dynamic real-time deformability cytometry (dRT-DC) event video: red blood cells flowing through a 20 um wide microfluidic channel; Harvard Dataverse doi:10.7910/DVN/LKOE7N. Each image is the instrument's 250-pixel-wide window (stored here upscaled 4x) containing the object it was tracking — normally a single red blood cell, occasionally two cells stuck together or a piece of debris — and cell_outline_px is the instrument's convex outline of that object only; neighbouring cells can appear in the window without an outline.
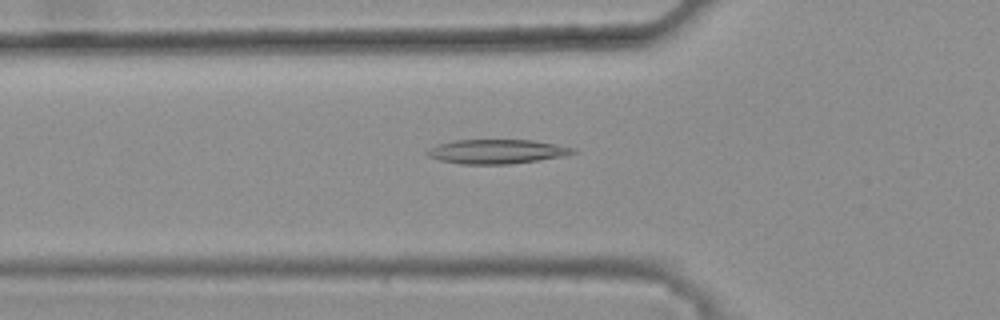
{"species": "common noctule bat (a hibernating species)", "species_latin": "Nyctalus noctula", "temperature_condition": "warm", "stored_images_in_passage": 26, "camera_frame_rate_fps": 3000, "um_per_image_px": 0.085, "animal": {"sex": "female", "body_mass_g": 25.1}, "frame": {"image": 1, "passage_image": 3, "time_ms": 0.667, "image_size_px": [1000, 320], "cell_outline_px": [[576, 152], [568, 156], [508, 164], [460, 164], [440, 160], [428, 156], [424, 152], [428, 148], [440, 144], [456, 140], [532, 140], [556, 144], [576, 148]], "centroid_in_image_um": [42.26, 12.88], "position_along_channel_um": 83.5, "area_um2": 20.69}}
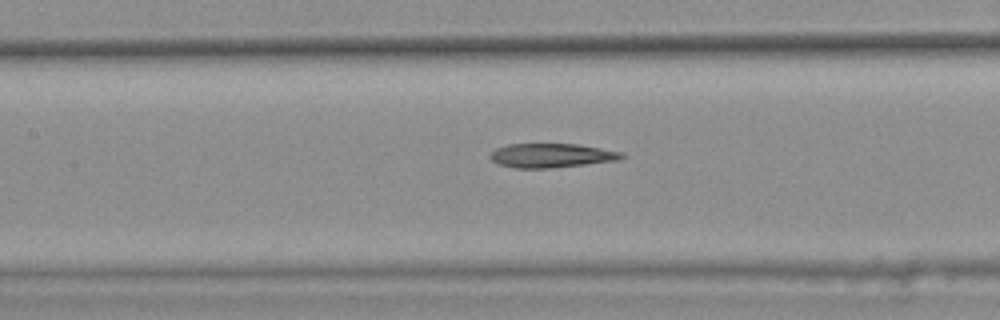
{"frame": {"image": 2, "passage_image": 9, "time_ms": 2.667, "image_size_px": [1000, 320], "cell_outline_px": [[628, 156], [620, 160], [548, 168], [516, 168], [500, 164], [492, 160], [488, 156], [496, 148], [508, 144], [576, 144], [624, 152]], "centroid_in_image_um": [46.91, 13.21], "position_along_channel_um": 160.5, "area_um2": 18.44}}
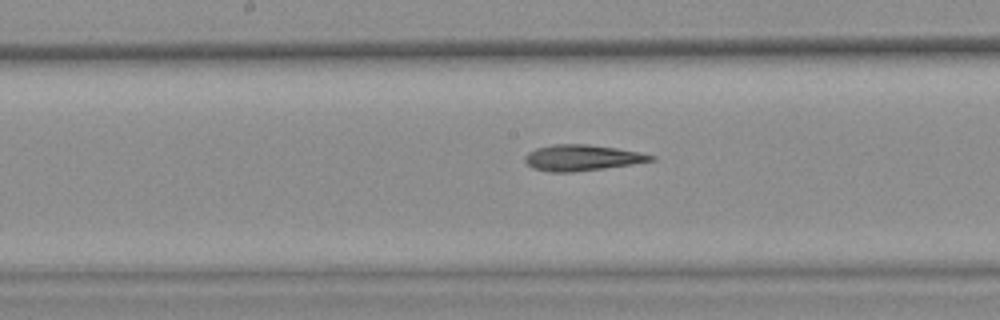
{"frame": {"image": 3, "passage_image": 12, "time_ms": 3.667, "image_size_px": [1000, 320], "cell_outline_px": [[656, 160], [632, 164], [604, 168], [572, 172], [548, 172], [532, 168], [524, 160], [524, 156], [528, 152], [536, 148], [552, 144], [588, 144], [616, 148], [656, 156]], "centroid_in_image_um": [49.43, 13.41], "position_along_channel_um": 198.8, "area_um2": 19.02}, "authors_computed_cell_mechanics": {"area_um2": 18.9873, "velocity_mm_per_s": 3.8261, "shape_relaxation_time_tau1_ms": null, "shape_relaxation_time_tau2_ms": 6.5889, "deformation_change_tau1": null, "deformation_change_tau2": 0.1959}}